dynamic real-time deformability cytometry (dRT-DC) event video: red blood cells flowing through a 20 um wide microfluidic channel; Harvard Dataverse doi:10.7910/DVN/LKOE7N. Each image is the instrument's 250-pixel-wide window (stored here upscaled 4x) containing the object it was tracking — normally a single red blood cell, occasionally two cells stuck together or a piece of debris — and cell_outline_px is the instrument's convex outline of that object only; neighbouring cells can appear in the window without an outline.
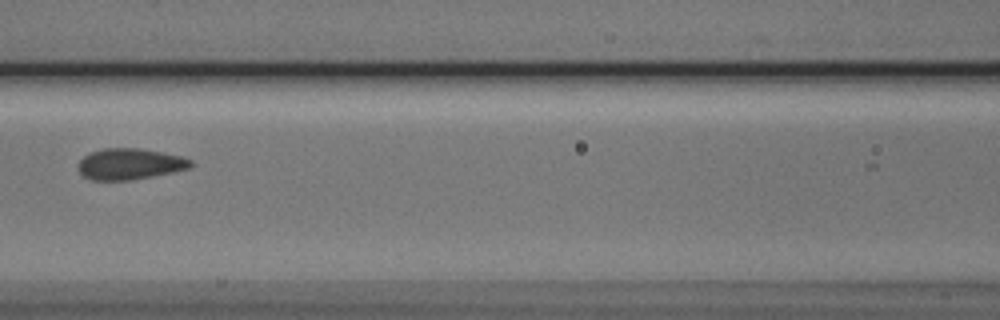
{"species": "Egyptian fruit bat (a non-hibernating species)", "species_latin": "Rousettus aegyptiacus", "temperature_condition": "cold", "stored_images_in_passage": 6, "camera_frame_rate_fps": 3000, "um_per_image_px": 0.085, "animal": {"sex": "male"}, "frame": {"image": 1, "passage_image": 5, "time_ms": 5.667, "image_size_px": [1000, 320], "cell_outline_px": [[196, 164], [192, 168], [132, 180], [92, 180], [84, 176], [76, 168], [76, 164], [84, 156], [92, 152], [104, 148], [140, 148], [184, 156], [192, 160]], "centroid_in_image_um": [11.07, 13.93], "position_along_channel_um": 155.5, "area_um2": 20.69}}